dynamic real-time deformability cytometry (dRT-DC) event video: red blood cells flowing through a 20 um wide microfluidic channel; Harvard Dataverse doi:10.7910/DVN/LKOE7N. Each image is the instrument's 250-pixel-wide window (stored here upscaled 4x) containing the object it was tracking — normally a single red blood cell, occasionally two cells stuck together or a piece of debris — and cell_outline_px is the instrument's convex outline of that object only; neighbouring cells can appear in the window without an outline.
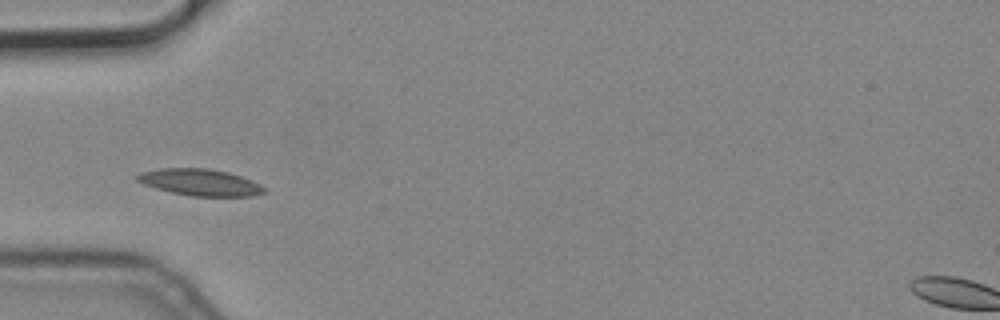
{"species": "common noctule bat (a hibernating species)", "species_latin": "Nyctalus noctula", "temperature_condition": "cold", "stored_images_in_passage": 6, "camera_frame_rate_fps": 3000, "um_per_image_px": 0.085, "animal": {"sex": "male", "body_mass_g": 19.2, "forearm_length_mm": 51.8}, "frame": {"image": 1, "passage_image": 4, "time_ms": 1.0, "image_size_px": [1000, 320], "cell_outline_px": [[268, 188], [264, 192], [252, 196], [192, 196], [172, 192], [156, 188], [144, 184], [136, 180], [136, 176], [140, 172], [160, 168], [208, 168], [228, 172], [252, 180]], "centroid_in_image_um": [17.02, 15.49], "position_along_channel_um": 68.0, "area_um2": 19.71}}
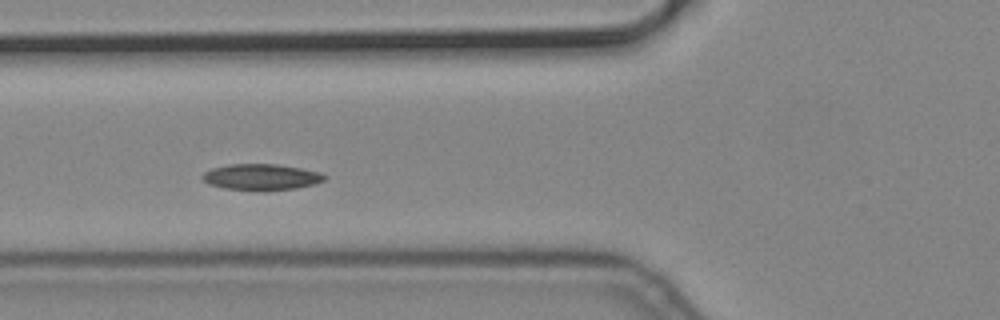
{"frame": {"image": 2, "passage_image": 5, "time_ms": 1.333, "image_size_px": [1000, 320], "cell_outline_px": [[328, 176], [324, 180], [316, 184], [296, 188], [224, 188], [208, 184], [200, 176], [204, 172], [212, 168], [228, 164], [276, 164], [300, 168], [320, 172]], "centroid_in_image_um": [22.21, 15.0], "position_along_channel_um": 103.6, "area_um2": 17.92}}
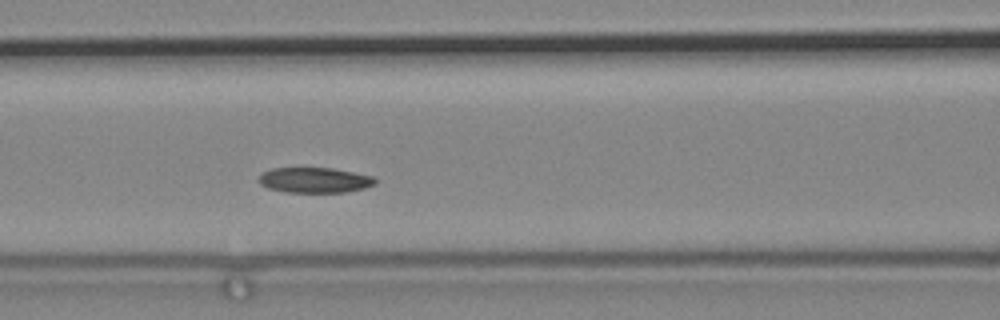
{"frame": {"image": 3, "passage_image": 6, "time_ms": 1.667, "image_size_px": [1000, 320], "cell_outline_px": [[376, 184], [364, 188], [348, 192], [284, 192], [268, 188], [260, 184], [256, 180], [264, 172], [272, 168], [332, 168], [372, 176], [376, 180]], "centroid_in_image_um": [26.72, 15.31], "position_along_channel_um": 139.9, "area_um2": 17.17}}